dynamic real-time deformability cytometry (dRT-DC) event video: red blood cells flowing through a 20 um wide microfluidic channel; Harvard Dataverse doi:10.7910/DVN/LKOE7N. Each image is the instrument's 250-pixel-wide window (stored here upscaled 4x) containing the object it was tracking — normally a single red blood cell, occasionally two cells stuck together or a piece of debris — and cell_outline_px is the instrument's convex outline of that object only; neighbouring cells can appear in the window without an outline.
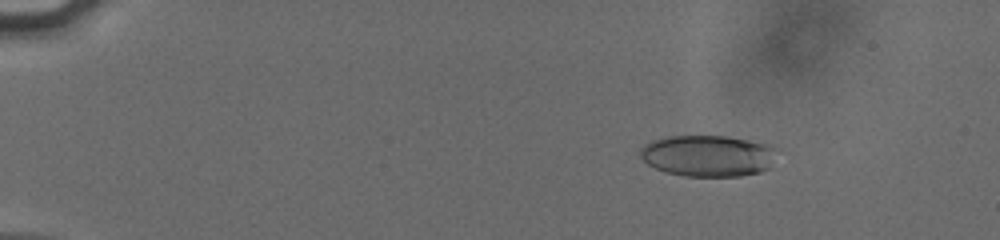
{"species": "human", "species_latin": "Homo sapiens", "temperature_condition": "cold", "stored_images_in_passage": 52, "camera_frame_rate_fps": 3000, "um_per_image_px": 0.085, "donor": {"sex": "male"}, "frame": {"image": 1, "passage_image": 6, "time_ms": 1.667, "image_size_px": [1000, 240], "cell_outline_px": [[772, 148], [768, 168], [760, 172], [740, 176], [684, 176], [668, 172], [656, 168], [648, 164], [640, 156], [640, 148], [644, 144], [652, 140], [672, 136], [728, 136], [764, 144]], "centroid_in_image_um": [60.07, 13.24], "position_along_channel_um": 24.9, "area_um2": 32.19}}
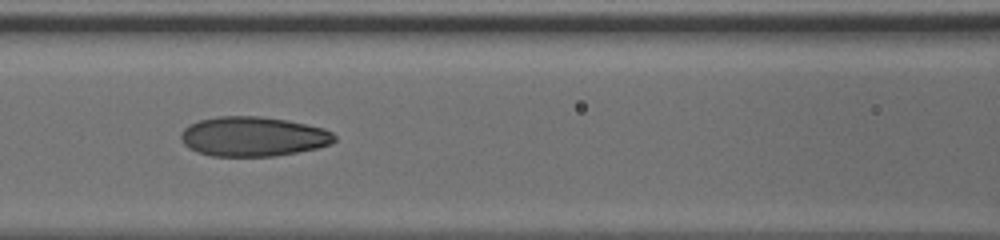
{"frame": {"image": 2, "passage_image": 24, "time_ms": 7.667, "image_size_px": [1000, 240], "cell_outline_px": [[336, 140], [328, 144], [316, 148], [296, 152], [272, 156], [212, 156], [188, 148], [184, 144], [180, 136], [180, 132], [188, 124], [200, 120], [220, 116], [260, 116], [288, 120], [324, 128], [332, 132], [336, 136]], "centroid_in_image_um": [21.5, 11.59], "position_along_channel_um": 145.1, "area_um2": 35.43}}
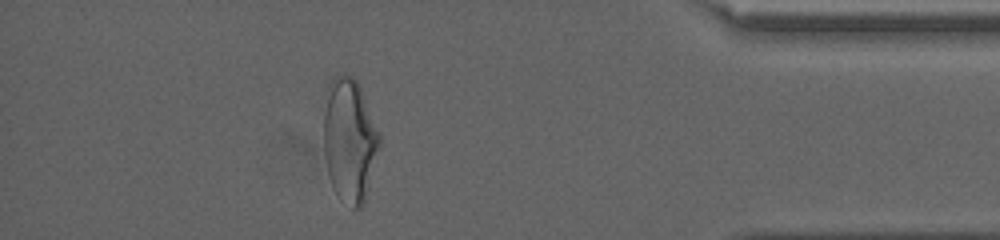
{"frame": {"image": 3, "passage_image": 47, "time_ms": 15.333, "image_size_px": [1000, 240], "cell_outline_px": [[380, 148], [364, 200], [360, 208], [352, 208], [332, 188], [328, 172], [324, 152], [324, 116], [328, 84], [336, 76], [344, 72], [352, 76], [356, 80], [360, 88], [380, 132]], "centroid_in_image_um": [29.72, 11.88], "position_along_channel_um": 405.5, "area_um2": 39.88}, "authors_computed_cell_mechanics": {"area_um2": 34.8534, "velocity_mm_per_s": 3.831, "shape_relaxation_time_tau1_ms": 8.3549, "shape_relaxation_time_tau2_ms": 1.6337, "deformation_change_tau1": 0.2372, "deformation_change_tau2": 0.0765}}